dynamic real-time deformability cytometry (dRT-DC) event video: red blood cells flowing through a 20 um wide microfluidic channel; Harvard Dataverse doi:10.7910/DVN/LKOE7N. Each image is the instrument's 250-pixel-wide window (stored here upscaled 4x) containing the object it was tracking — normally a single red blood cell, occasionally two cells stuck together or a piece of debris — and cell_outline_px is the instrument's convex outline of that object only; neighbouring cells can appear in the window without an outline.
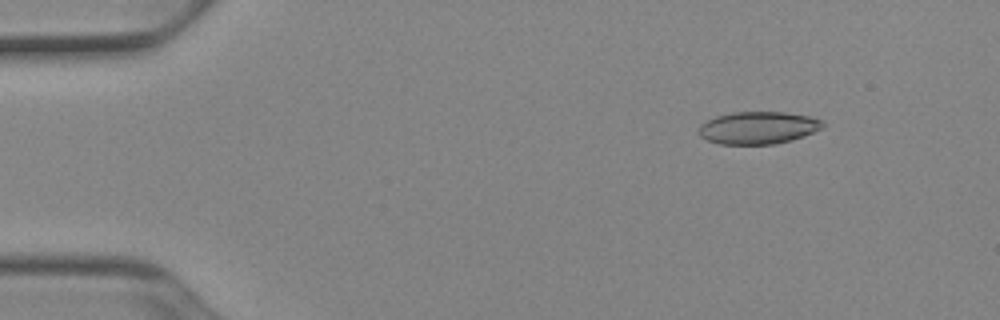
{"species": "Egyptian fruit bat (a non-hibernating species)", "species_latin": "Rousettus aegyptiacus", "temperature_condition": "cold", "stored_images_in_passage": 52, "camera_frame_rate_fps": 3000, "um_per_image_px": 0.085, "animal": {"sex": "female"}, "frame": {"image": 1, "passage_image": 7, "time_ms": 2.0, "image_size_px": [1000, 320], "cell_outline_px": [[824, 124], [820, 128], [804, 136], [792, 140], [776, 144], [720, 144], [708, 140], [700, 136], [700, 124], [716, 116], [732, 112], [784, 112], [808, 116], [824, 120]], "centroid_in_image_um": [64.45, 10.86], "position_along_channel_um": 20.6, "area_um2": 23.29}}
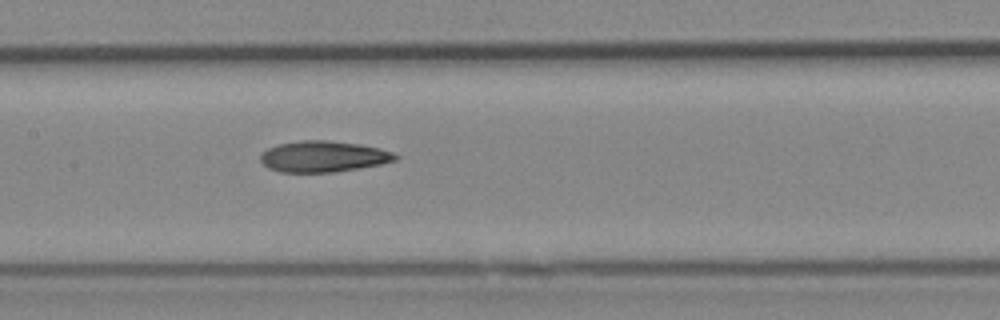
{"frame": {"image": 2, "passage_image": 26, "time_ms": 8.333, "image_size_px": [1000, 320], "cell_outline_px": [[400, 156], [396, 160], [380, 164], [360, 168], [336, 172], [280, 172], [268, 168], [260, 160], [260, 156], [268, 148], [280, 144], [300, 140], [328, 140], [360, 144], [380, 148], [392, 152]], "centroid_in_image_um": [27.51, 13.3], "position_along_channel_um": 179.9, "area_um2": 24.45}}
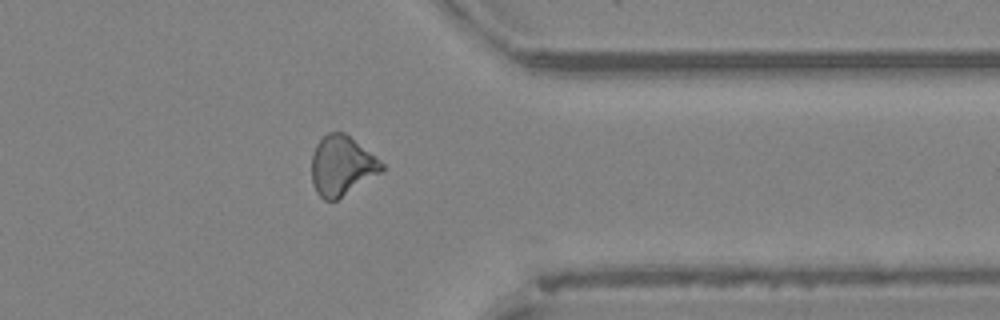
{"frame": {"image": 3, "passage_image": 42, "time_ms": 13.667, "image_size_px": [1000, 320], "cell_outline_px": [[384, 172], [336, 200], [324, 200], [316, 192], [312, 184], [312, 152], [316, 144], [328, 132], [344, 132], [376, 156], [384, 164]], "centroid_in_image_um": [29.07, 14.09], "position_along_channel_um": 382.3, "area_um2": 24.57}, "authors_computed_cell_mechanics": {"area_um2": 24.0159, "velocity_mm_per_s": 3.9296, "shape_relaxation_time_tau1_ms": 11.0809, "shape_relaxation_time_tau2_ms": 6.3166, "deformation_change_tau1": 0.2453, "deformation_change_tau2": 0.1484}}